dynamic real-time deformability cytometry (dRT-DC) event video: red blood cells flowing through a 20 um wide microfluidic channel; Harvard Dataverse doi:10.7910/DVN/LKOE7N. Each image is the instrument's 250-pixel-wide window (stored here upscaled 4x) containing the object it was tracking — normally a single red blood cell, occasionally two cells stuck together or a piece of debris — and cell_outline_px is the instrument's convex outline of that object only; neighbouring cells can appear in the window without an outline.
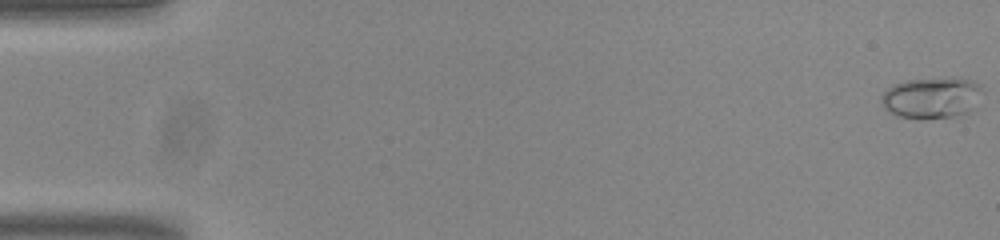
{"species": "common noctule bat (a hibernating species)", "species_latin": "Nyctalus noctula", "temperature_condition": "room temperature", "stored_images_in_passage": 54, "camera_frame_rate_fps": 3000, "um_per_image_px": 0.085, "animal": {"sex": "male", "body_mass_g": 20.0, "forearm_length_mm": 53.3}, "frame": {"image": 1, "passage_image": 1, "time_ms": 0.0, "image_size_px": [1000, 240], "cell_outline_px": [[984, 92], [972, 108], [968, 112], [952, 116], [900, 116], [884, 108], [880, 100], [884, 92], [892, 84], [904, 80], [952, 76], [956, 76], [972, 80]], "centroid_in_image_um": [79.2, 8.22], "position_along_channel_um": 5.8, "area_um2": 23.87}}
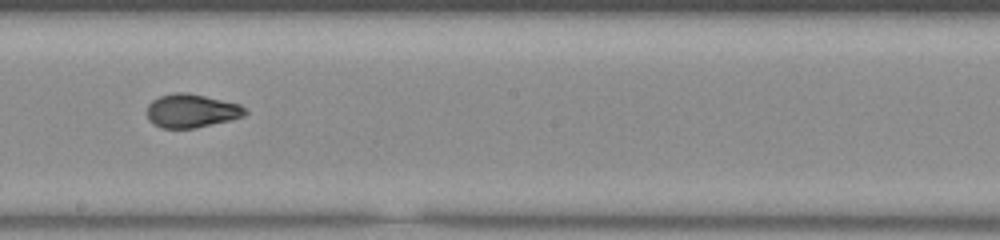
{"frame": {"image": 2, "passage_image": 31, "time_ms": 10.0, "image_size_px": [1000, 240], "cell_outline_px": [[248, 112], [244, 116], [232, 120], [196, 128], [160, 128], [152, 124], [148, 120], [148, 104], [152, 100], [160, 96], [172, 92], [188, 92], [240, 104]], "centroid_in_image_um": [16.27, 9.42], "position_along_channel_um": 231.9, "area_um2": 19.42}}
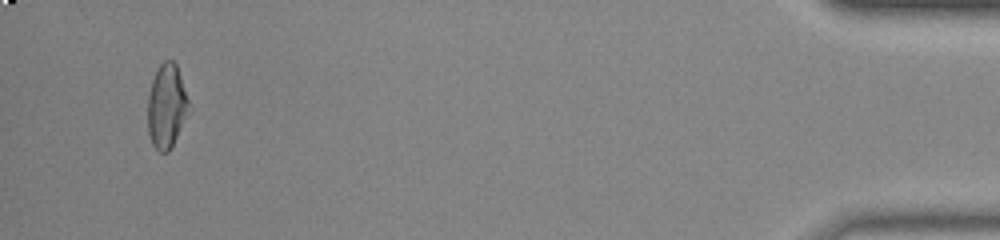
{"frame": {"image": 3, "passage_image": 52, "time_ms": 17.0, "image_size_px": [1000, 240], "cell_outline_px": [[192, 112], [168, 152], [160, 152], [152, 144], [148, 132], [148, 96], [152, 80], [160, 64], [164, 60], [172, 60], [176, 64], [192, 108]], "centroid_in_image_um": [14.21, 9.05], "position_along_channel_um": 421.0, "area_um2": 20.52}, "authors_computed_cell_mechanics": {"area_um2": 19.3341, "velocity_mm_per_s": 3.8269, "shape_relaxation_time_tau1_ms": 9.1899, "shape_relaxation_time_tau2_ms": 1.05, "deformation_change_tau1": 0.2287, "deformation_change_tau2": 0.0533}}